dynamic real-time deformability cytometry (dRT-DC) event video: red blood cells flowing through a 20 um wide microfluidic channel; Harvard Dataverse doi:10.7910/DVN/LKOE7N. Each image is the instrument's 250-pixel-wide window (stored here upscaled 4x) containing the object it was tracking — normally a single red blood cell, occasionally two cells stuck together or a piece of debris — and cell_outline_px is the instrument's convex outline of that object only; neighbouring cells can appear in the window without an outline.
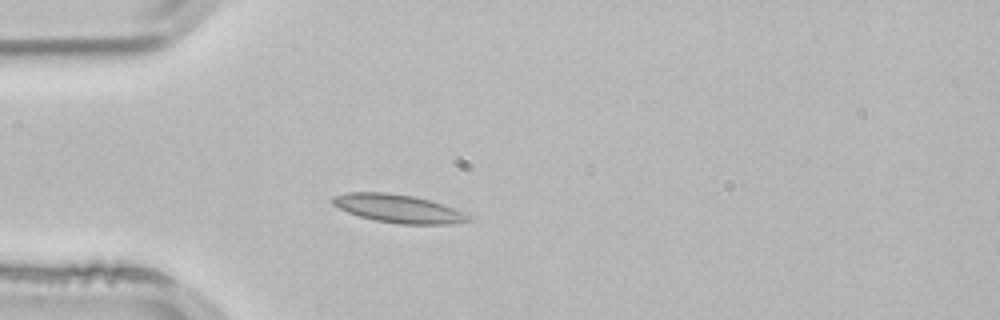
{"species": "common noctule bat (a hibernating species)", "species_latin": "Nyctalus noctula", "temperature_condition": "room temperature", "stored_images_in_passage": 2, "camera_frame_rate_fps": 3000, "um_per_image_px": 0.085, "animal": {"sex": "male", "body_mass_g": 21.5, "forearm_length_mm": 52.0}, "frame": {"image": 1, "passage_image": 2, "time_ms": 0.333, "image_size_px": [1000, 320], "cell_outline_px": [[472, 220], [452, 224], [400, 224], [376, 220], [360, 216], [348, 212], [332, 204], [328, 200], [332, 196], [348, 192], [388, 192], [412, 196], [428, 200], [464, 212], [472, 216]], "centroid_in_image_um": [33.82, 17.73], "position_along_channel_um": 51.2, "area_um2": 22.25}}